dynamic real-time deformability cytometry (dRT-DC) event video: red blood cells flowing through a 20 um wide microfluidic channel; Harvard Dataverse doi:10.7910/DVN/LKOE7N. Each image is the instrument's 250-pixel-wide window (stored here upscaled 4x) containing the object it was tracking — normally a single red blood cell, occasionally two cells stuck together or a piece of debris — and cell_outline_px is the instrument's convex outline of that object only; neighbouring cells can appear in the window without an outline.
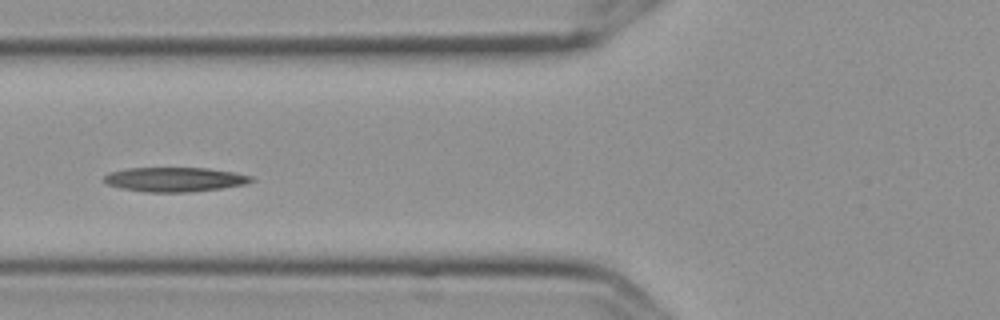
{"species": "Egyptian fruit bat (a non-hibernating species)", "species_latin": "Rousettus aegyptiacus", "temperature_condition": "cold", "stored_images_in_passage": 6, "camera_frame_rate_fps": 3000, "um_per_image_px": 0.085, "frame": {"image": 1, "passage_image": 3, "time_ms": 0.667, "image_size_px": [1000, 320], "cell_outline_px": [[256, 180], [244, 184], [220, 188], [188, 192], [144, 192], [120, 188], [108, 184], [104, 180], [104, 176], [108, 172], [128, 168], [208, 168], [232, 172], [252, 176]], "centroid_in_image_um": [14.83, 15.25], "position_along_channel_um": 111.0, "area_um2": 20.87}}
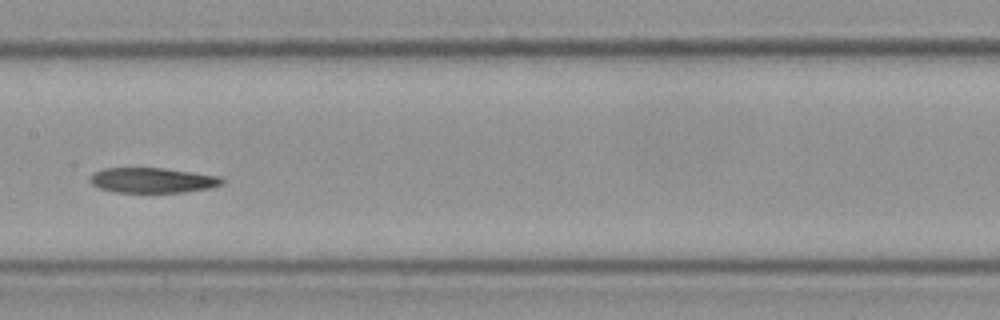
{"frame": {"image": 2, "passage_image": 5, "time_ms": 1.333, "image_size_px": [1000, 320], "cell_outline_px": [[224, 180], [220, 184], [208, 188], [184, 192], [112, 192], [100, 188], [92, 184], [88, 180], [92, 172], [104, 168], [160, 168], [220, 176]], "centroid_in_image_um": [12.88, 15.32], "position_along_channel_um": 194.5, "area_um2": 19.19}}
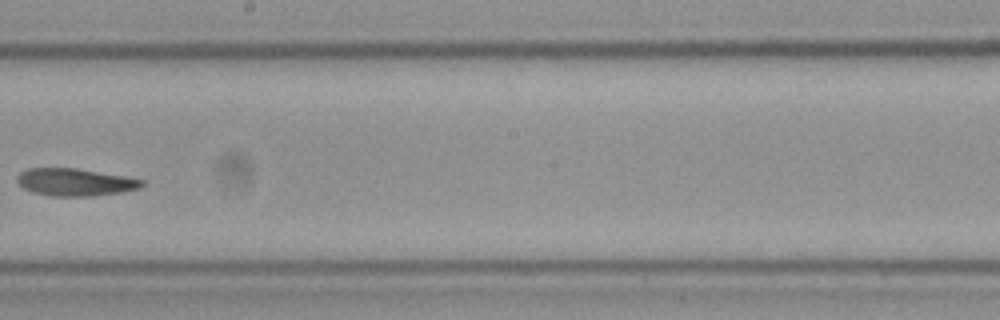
{"frame": {"image": 3, "passage_image": 6, "time_ms": 1.667, "image_size_px": [1000, 320], "cell_outline_px": [[144, 184], [136, 188], [120, 192], [92, 196], [52, 196], [32, 192], [24, 188], [16, 180], [16, 176], [20, 172], [28, 168], [76, 168], [128, 176], [144, 180]], "centroid_in_image_um": [6.36, 15.47], "position_along_channel_um": 241.8, "area_um2": 19.94}}